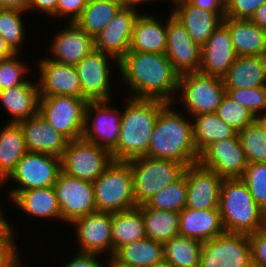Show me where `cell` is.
Instances as JSON below:
<instances>
[{"label":"cell","mask_w":266,"mask_h":267,"mask_svg":"<svg viewBox=\"0 0 266 267\" xmlns=\"http://www.w3.org/2000/svg\"><path fill=\"white\" fill-rule=\"evenodd\" d=\"M187 182L186 176L156 193L145 204L147 207L156 210H168L180 212L186 207Z\"/></svg>","instance_id":"cell-40"},{"label":"cell","mask_w":266,"mask_h":267,"mask_svg":"<svg viewBox=\"0 0 266 267\" xmlns=\"http://www.w3.org/2000/svg\"><path fill=\"white\" fill-rule=\"evenodd\" d=\"M240 179L247 185L256 204L266 212V163H248Z\"/></svg>","instance_id":"cell-42"},{"label":"cell","mask_w":266,"mask_h":267,"mask_svg":"<svg viewBox=\"0 0 266 267\" xmlns=\"http://www.w3.org/2000/svg\"><path fill=\"white\" fill-rule=\"evenodd\" d=\"M88 101L74 96L40 97L39 113L69 141L82 138Z\"/></svg>","instance_id":"cell-11"},{"label":"cell","mask_w":266,"mask_h":267,"mask_svg":"<svg viewBox=\"0 0 266 267\" xmlns=\"http://www.w3.org/2000/svg\"><path fill=\"white\" fill-rule=\"evenodd\" d=\"M0 127V176L6 180L28 152L19 124L6 123Z\"/></svg>","instance_id":"cell-33"},{"label":"cell","mask_w":266,"mask_h":267,"mask_svg":"<svg viewBox=\"0 0 266 267\" xmlns=\"http://www.w3.org/2000/svg\"><path fill=\"white\" fill-rule=\"evenodd\" d=\"M113 100L88 101L82 138L108 150L116 161V145L121 129L122 108Z\"/></svg>","instance_id":"cell-9"},{"label":"cell","mask_w":266,"mask_h":267,"mask_svg":"<svg viewBox=\"0 0 266 267\" xmlns=\"http://www.w3.org/2000/svg\"><path fill=\"white\" fill-rule=\"evenodd\" d=\"M122 7H127V8H135L137 10L142 11V9L139 8H143L144 5L143 3L146 5V7L148 6V3L150 4H154V2H159V1H163V0H119ZM141 6V7H140ZM143 6V7H142Z\"/></svg>","instance_id":"cell-55"},{"label":"cell","mask_w":266,"mask_h":267,"mask_svg":"<svg viewBox=\"0 0 266 267\" xmlns=\"http://www.w3.org/2000/svg\"><path fill=\"white\" fill-rule=\"evenodd\" d=\"M70 227L75 230L76 251L112 258V213L96 211L75 220ZM105 254V255H104Z\"/></svg>","instance_id":"cell-15"},{"label":"cell","mask_w":266,"mask_h":267,"mask_svg":"<svg viewBox=\"0 0 266 267\" xmlns=\"http://www.w3.org/2000/svg\"><path fill=\"white\" fill-rule=\"evenodd\" d=\"M140 12L133 25L129 50L164 54L167 47V18Z\"/></svg>","instance_id":"cell-28"},{"label":"cell","mask_w":266,"mask_h":267,"mask_svg":"<svg viewBox=\"0 0 266 267\" xmlns=\"http://www.w3.org/2000/svg\"><path fill=\"white\" fill-rule=\"evenodd\" d=\"M165 1H168V2H170V4H172L173 2L180 1V0H165Z\"/></svg>","instance_id":"cell-60"},{"label":"cell","mask_w":266,"mask_h":267,"mask_svg":"<svg viewBox=\"0 0 266 267\" xmlns=\"http://www.w3.org/2000/svg\"><path fill=\"white\" fill-rule=\"evenodd\" d=\"M146 237L141 209H133L112 213V256L121 246Z\"/></svg>","instance_id":"cell-34"},{"label":"cell","mask_w":266,"mask_h":267,"mask_svg":"<svg viewBox=\"0 0 266 267\" xmlns=\"http://www.w3.org/2000/svg\"><path fill=\"white\" fill-rule=\"evenodd\" d=\"M172 15L185 27L191 39L202 47L214 30L223 23L225 12H210L186 0L169 4Z\"/></svg>","instance_id":"cell-24"},{"label":"cell","mask_w":266,"mask_h":267,"mask_svg":"<svg viewBox=\"0 0 266 267\" xmlns=\"http://www.w3.org/2000/svg\"><path fill=\"white\" fill-rule=\"evenodd\" d=\"M0 91V105L9 115L8 122L18 124L39 113L40 93L37 80Z\"/></svg>","instance_id":"cell-26"},{"label":"cell","mask_w":266,"mask_h":267,"mask_svg":"<svg viewBox=\"0 0 266 267\" xmlns=\"http://www.w3.org/2000/svg\"><path fill=\"white\" fill-rule=\"evenodd\" d=\"M3 213V210L0 209V243H16L18 242L16 240L17 229L11 224V221L8 222Z\"/></svg>","instance_id":"cell-50"},{"label":"cell","mask_w":266,"mask_h":267,"mask_svg":"<svg viewBox=\"0 0 266 267\" xmlns=\"http://www.w3.org/2000/svg\"><path fill=\"white\" fill-rule=\"evenodd\" d=\"M76 254L65 262L63 267H111L110 260H106L103 262V255L100 254H92V253H82L75 252Z\"/></svg>","instance_id":"cell-48"},{"label":"cell","mask_w":266,"mask_h":267,"mask_svg":"<svg viewBox=\"0 0 266 267\" xmlns=\"http://www.w3.org/2000/svg\"><path fill=\"white\" fill-rule=\"evenodd\" d=\"M226 95L236 103L245 107L257 118L266 110V87L250 89L225 88Z\"/></svg>","instance_id":"cell-44"},{"label":"cell","mask_w":266,"mask_h":267,"mask_svg":"<svg viewBox=\"0 0 266 267\" xmlns=\"http://www.w3.org/2000/svg\"><path fill=\"white\" fill-rule=\"evenodd\" d=\"M133 176V194L137 206L146 204L164 187L184 175L186 166L168 159L137 157L127 161Z\"/></svg>","instance_id":"cell-5"},{"label":"cell","mask_w":266,"mask_h":267,"mask_svg":"<svg viewBox=\"0 0 266 267\" xmlns=\"http://www.w3.org/2000/svg\"><path fill=\"white\" fill-rule=\"evenodd\" d=\"M140 12L135 8L122 7L94 39L95 49L119 61L129 51L133 25Z\"/></svg>","instance_id":"cell-21"},{"label":"cell","mask_w":266,"mask_h":267,"mask_svg":"<svg viewBox=\"0 0 266 267\" xmlns=\"http://www.w3.org/2000/svg\"><path fill=\"white\" fill-rule=\"evenodd\" d=\"M174 103H167L159 112L146 156L180 162L186 167L196 163L199 155L193 140L192 120Z\"/></svg>","instance_id":"cell-2"},{"label":"cell","mask_w":266,"mask_h":267,"mask_svg":"<svg viewBox=\"0 0 266 267\" xmlns=\"http://www.w3.org/2000/svg\"><path fill=\"white\" fill-rule=\"evenodd\" d=\"M193 140L198 155L209 145L222 139L232 138L237 131L226 124L216 113L191 117Z\"/></svg>","instance_id":"cell-32"},{"label":"cell","mask_w":266,"mask_h":267,"mask_svg":"<svg viewBox=\"0 0 266 267\" xmlns=\"http://www.w3.org/2000/svg\"><path fill=\"white\" fill-rule=\"evenodd\" d=\"M199 267H253L249 236L225 232L204 242Z\"/></svg>","instance_id":"cell-13"},{"label":"cell","mask_w":266,"mask_h":267,"mask_svg":"<svg viewBox=\"0 0 266 267\" xmlns=\"http://www.w3.org/2000/svg\"><path fill=\"white\" fill-rule=\"evenodd\" d=\"M44 57V58H43ZM35 61L39 73L40 97L74 96L82 98V87L75 65L50 60L47 55Z\"/></svg>","instance_id":"cell-17"},{"label":"cell","mask_w":266,"mask_h":267,"mask_svg":"<svg viewBox=\"0 0 266 267\" xmlns=\"http://www.w3.org/2000/svg\"><path fill=\"white\" fill-rule=\"evenodd\" d=\"M225 95L222 78L188 72L179 77L178 93L173 103H182L183 112L193 117L215 113Z\"/></svg>","instance_id":"cell-6"},{"label":"cell","mask_w":266,"mask_h":267,"mask_svg":"<svg viewBox=\"0 0 266 267\" xmlns=\"http://www.w3.org/2000/svg\"><path fill=\"white\" fill-rule=\"evenodd\" d=\"M18 249V242L0 243V267H26Z\"/></svg>","instance_id":"cell-49"},{"label":"cell","mask_w":266,"mask_h":267,"mask_svg":"<svg viewBox=\"0 0 266 267\" xmlns=\"http://www.w3.org/2000/svg\"><path fill=\"white\" fill-rule=\"evenodd\" d=\"M164 259V244L145 237L118 248L111 267H150Z\"/></svg>","instance_id":"cell-30"},{"label":"cell","mask_w":266,"mask_h":267,"mask_svg":"<svg viewBox=\"0 0 266 267\" xmlns=\"http://www.w3.org/2000/svg\"><path fill=\"white\" fill-rule=\"evenodd\" d=\"M53 188L62 222L66 225L97 211L93 182L68 176L61 171Z\"/></svg>","instance_id":"cell-14"},{"label":"cell","mask_w":266,"mask_h":267,"mask_svg":"<svg viewBox=\"0 0 266 267\" xmlns=\"http://www.w3.org/2000/svg\"><path fill=\"white\" fill-rule=\"evenodd\" d=\"M61 161L45 153L27 152L5 180L15 184L7 193L54 186L61 172ZM16 186V187H15Z\"/></svg>","instance_id":"cell-12"},{"label":"cell","mask_w":266,"mask_h":267,"mask_svg":"<svg viewBox=\"0 0 266 267\" xmlns=\"http://www.w3.org/2000/svg\"><path fill=\"white\" fill-rule=\"evenodd\" d=\"M249 20L266 30V2L254 12Z\"/></svg>","instance_id":"cell-54"},{"label":"cell","mask_w":266,"mask_h":267,"mask_svg":"<svg viewBox=\"0 0 266 267\" xmlns=\"http://www.w3.org/2000/svg\"><path fill=\"white\" fill-rule=\"evenodd\" d=\"M248 236L253 267H266V226Z\"/></svg>","instance_id":"cell-47"},{"label":"cell","mask_w":266,"mask_h":267,"mask_svg":"<svg viewBox=\"0 0 266 267\" xmlns=\"http://www.w3.org/2000/svg\"><path fill=\"white\" fill-rule=\"evenodd\" d=\"M215 113L237 132L256 120L251 112L227 95L222 98L221 104Z\"/></svg>","instance_id":"cell-43"},{"label":"cell","mask_w":266,"mask_h":267,"mask_svg":"<svg viewBox=\"0 0 266 267\" xmlns=\"http://www.w3.org/2000/svg\"><path fill=\"white\" fill-rule=\"evenodd\" d=\"M30 0H0V8L17 9L28 13Z\"/></svg>","instance_id":"cell-53"},{"label":"cell","mask_w":266,"mask_h":267,"mask_svg":"<svg viewBox=\"0 0 266 267\" xmlns=\"http://www.w3.org/2000/svg\"><path fill=\"white\" fill-rule=\"evenodd\" d=\"M18 124L22 129L27 151L45 153L60 161L63 159L69 140L56 131L40 113Z\"/></svg>","instance_id":"cell-22"},{"label":"cell","mask_w":266,"mask_h":267,"mask_svg":"<svg viewBox=\"0 0 266 267\" xmlns=\"http://www.w3.org/2000/svg\"><path fill=\"white\" fill-rule=\"evenodd\" d=\"M118 74L127 97L173 103L177 96L180 74L165 54L129 50L118 61Z\"/></svg>","instance_id":"cell-1"},{"label":"cell","mask_w":266,"mask_h":267,"mask_svg":"<svg viewBox=\"0 0 266 267\" xmlns=\"http://www.w3.org/2000/svg\"><path fill=\"white\" fill-rule=\"evenodd\" d=\"M230 31L222 23L201 47V64L199 72L204 75L223 78L236 59Z\"/></svg>","instance_id":"cell-23"},{"label":"cell","mask_w":266,"mask_h":267,"mask_svg":"<svg viewBox=\"0 0 266 267\" xmlns=\"http://www.w3.org/2000/svg\"><path fill=\"white\" fill-rule=\"evenodd\" d=\"M138 207L142 212L146 237L165 244L179 235V212L151 209L145 204Z\"/></svg>","instance_id":"cell-35"},{"label":"cell","mask_w":266,"mask_h":267,"mask_svg":"<svg viewBox=\"0 0 266 267\" xmlns=\"http://www.w3.org/2000/svg\"><path fill=\"white\" fill-rule=\"evenodd\" d=\"M222 80L225 88L266 87V56H237Z\"/></svg>","instance_id":"cell-31"},{"label":"cell","mask_w":266,"mask_h":267,"mask_svg":"<svg viewBox=\"0 0 266 267\" xmlns=\"http://www.w3.org/2000/svg\"><path fill=\"white\" fill-rule=\"evenodd\" d=\"M58 0H30L28 12L36 10L45 14L47 17H52L56 13Z\"/></svg>","instance_id":"cell-51"},{"label":"cell","mask_w":266,"mask_h":267,"mask_svg":"<svg viewBox=\"0 0 266 267\" xmlns=\"http://www.w3.org/2000/svg\"><path fill=\"white\" fill-rule=\"evenodd\" d=\"M75 67L82 87V98L87 101L113 100L112 89L114 84L119 82V74L114 71H118V60L115 57L94 49ZM114 75L117 77V83H112Z\"/></svg>","instance_id":"cell-8"},{"label":"cell","mask_w":266,"mask_h":267,"mask_svg":"<svg viewBox=\"0 0 266 267\" xmlns=\"http://www.w3.org/2000/svg\"><path fill=\"white\" fill-rule=\"evenodd\" d=\"M150 267H174V266L165 259H163L161 262L155 263Z\"/></svg>","instance_id":"cell-58"},{"label":"cell","mask_w":266,"mask_h":267,"mask_svg":"<svg viewBox=\"0 0 266 267\" xmlns=\"http://www.w3.org/2000/svg\"><path fill=\"white\" fill-rule=\"evenodd\" d=\"M225 233L219 208L191 209L179 212V234L202 243Z\"/></svg>","instance_id":"cell-27"},{"label":"cell","mask_w":266,"mask_h":267,"mask_svg":"<svg viewBox=\"0 0 266 267\" xmlns=\"http://www.w3.org/2000/svg\"><path fill=\"white\" fill-rule=\"evenodd\" d=\"M52 35V41L47 39L50 60L62 64L76 65L95 49L94 38L80 29L75 23H66L64 28ZM47 41V42H46ZM52 54V55H50Z\"/></svg>","instance_id":"cell-20"},{"label":"cell","mask_w":266,"mask_h":267,"mask_svg":"<svg viewBox=\"0 0 266 267\" xmlns=\"http://www.w3.org/2000/svg\"><path fill=\"white\" fill-rule=\"evenodd\" d=\"M16 54L6 43V41L0 36V60L10 58Z\"/></svg>","instance_id":"cell-56"},{"label":"cell","mask_w":266,"mask_h":267,"mask_svg":"<svg viewBox=\"0 0 266 267\" xmlns=\"http://www.w3.org/2000/svg\"><path fill=\"white\" fill-rule=\"evenodd\" d=\"M112 161L108 150L79 138L68 142L61 160V170L68 176L94 182Z\"/></svg>","instance_id":"cell-10"},{"label":"cell","mask_w":266,"mask_h":267,"mask_svg":"<svg viewBox=\"0 0 266 267\" xmlns=\"http://www.w3.org/2000/svg\"><path fill=\"white\" fill-rule=\"evenodd\" d=\"M26 13L17 9H0V36L15 53L22 54V48L26 49L23 47L29 29L23 19Z\"/></svg>","instance_id":"cell-38"},{"label":"cell","mask_w":266,"mask_h":267,"mask_svg":"<svg viewBox=\"0 0 266 267\" xmlns=\"http://www.w3.org/2000/svg\"><path fill=\"white\" fill-rule=\"evenodd\" d=\"M189 4H192L201 9L210 12H225V5L221 0H186Z\"/></svg>","instance_id":"cell-52"},{"label":"cell","mask_w":266,"mask_h":267,"mask_svg":"<svg viewBox=\"0 0 266 267\" xmlns=\"http://www.w3.org/2000/svg\"><path fill=\"white\" fill-rule=\"evenodd\" d=\"M236 56H266V30L249 19L225 17Z\"/></svg>","instance_id":"cell-29"},{"label":"cell","mask_w":266,"mask_h":267,"mask_svg":"<svg viewBox=\"0 0 266 267\" xmlns=\"http://www.w3.org/2000/svg\"><path fill=\"white\" fill-rule=\"evenodd\" d=\"M202 242L176 235L164 244V259L174 267H199Z\"/></svg>","instance_id":"cell-37"},{"label":"cell","mask_w":266,"mask_h":267,"mask_svg":"<svg viewBox=\"0 0 266 267\" xmlns=\"http://www.w3.org/2000/svg\"><path fill=\"white\" fill-rule=\"evenodd\" d=\"M237 135L248 163H266V132L257 120Z\"/></svg>","instance_id":"cell-39"},{"label":"cell","mask_w":266,"mask_h":267,"mask_svg":"<svg viewBox=\"0 0 266 267\" xmlns=\"http://www.w3.org/2000/svg\"><path fill=\"white\" fill-rule=\"evenodd\" d=\"M121 129L116 145V161L146 156L160 110L167 102L125 97ZM127 100V101H126Z\"/></svg>","instance_id":"cell-3"},{"label":"cell","mask_w":266,"mask_h":267,"mask_svg":"<svg viewBox=\"0 0 266 267\" xmlns=\"http://www.w3.org/2000/svg\"><path fill=\"white\" fill-rule=\"evenodd\" d=\"M121 8L119 0L88 1L74 23L95 39Z\"/></svg>","instance_id":"cell-36"},{"label":"cell","mask_w":266,"mask_h":267,"mask_svg":"<svg viewBox=\"0 0 266 267\" xmlns=\"http://www.w3.org/2000/svg\"><path fill=\"white\" fill-rule=\"evenodd\" d=\"M266 0H229L225 5V17L250 19Z\"/></svg>","instance_id":"cell-45"},{"label":"cell","mask_w":266,"mask_h":267,"mask_svg":"<svg viewBox=\"0 0 266 267\" xmlns=\"http://www.w3.org/2000/svg\"><path fill=\"white\" fill-rule=\"evenodd\" d=\"M22 57L21 53H16L10 58L0 60V91L11 87L25 84L30 79V67ZM30 75V76H28Z\"/></svg>","instance_id":"cell-41"},{"label":"cell","mask_w":266,"mask_h":267,"mask_svg":"<svg viewBox=\"0 0 266 267\" xmlns=\"http://www.w3.org/2000/svg\"><path fill=\"white\" fill-rule=\"evenodd\" d=\"M256 120L260 123V125L264 128L265 132H266V110L264 112H262L257 118Z\"/></svg>","instance_id":"cell-57"},{"label":"cell","mask_w":266,"mask_h":267,"mask_svg":"<svg viewBox=\"0 0 266 267\" xmlns=\"http://www.w3.org/2000/svg\"><path fill=\"white\" fill-rule=\"evenodd\" d=\"M164 54L180 75L199 72L201 47L191 39L185 27L171 12L167 17V47Z\"/></svg>","instance_id":"cell-19"},{"label":"cell","mask_w":266,"mask_h":267,"mask_svg":"<svg viewBox=\"0 0 266 267\" xmlns=\"http://www.w3.org/2000/svg\"><path fill=\"white\" fill-rule=\"evenodd\" d=\"M9 202L21 210L24 214L37 220H59L62 223V217L55 190L52 187L37 188L20 193H5ZM50 219V220H48Z\"/></svg>","instance_id":"cell-25"},{"label":"cell","mask_w":266,"mask_h":267,"mask_svg":"<svg viewBox=\"0 0 266 267\" xmlns=\"http://www.w3.org/2000/svg\"><path fill=\"white\" fill-rule=\"evenodd\" d=\"M88 0H58L56 13L51 19H61L64 23H74L82 14ZM67 19V20H66Z\"/></svg>","instance_id":"cell-46"},{"label":"cell","mask_w":266,"mask_h":267,"mask_svg":"<svg viewBox=\"0 0 266 267\" xmlns=\"http://www.w3.org/2000/svg\"><path fill=\"white\" fill-rule=\"evenodd\" d=\"M5 180L0 176V188L2 189L4 186H6L5 184ZM3 185V186H2ZM1 203V202H0ZM2 205H0V209H2L3 208V206L1 207Z\"/></svg>","instance_id":"cell-59"},{"label":"cell","mask_w":266,"mask_h":267,"mask_svg":"<svg viewBox=\"0 0 266 267\" xmlns=\"http://www.w3.org/2000/svg\"><path fill=\"white\" fill-rule=\"evenodd\" d=\"M198 162L223 179L241 178L248 165L237 134L209 145L199 155Z\"/></svg>","instance_id":"cell-16"},{"label":"cell","mask_w":266,"mask_h":267,"mask_svg":"<svg viewBox=\"0 0 266 267\" xmlns=\"http://www.w3.org/2000/svg\"><path fill=\"white\" fill-rule=\"evenodd\" d=\"M187 182L186 207L205 210L219 207L223 178L199 162L185 168Z\"/></svg>","instance_id":"cell-18"},{"label":"cell","mask_w":266,"mask_h":267,"mask_svg":"<svg viewBox=\"0 0 266 267\" xmlns=\"http://www.w3.org/2000/svg\"><path fill=\"white\" fill-rule=\"evenodd\" d=\"M221 1L223 2L224 5H226L229 0H221Z\"/></svg>","instance_id":"cell-61"},{"label":"cell","mask_w":266,"mask_h":267,"mask_svg":"<svg viewBox=\"0 0 266 267\" xmlns=\"http://www.w3.org/2000/svg\"><path fill=\"white\" fill-rule=\"evenodd\" d=\"M97 211L120 212L137 207L133 194L131 167L125 161H112L93 182Z\"/></svg>","instance_id":"cell-7"},{"label":"cell","mask_w":266,"mask_h":267,"mask_svg":"<svg viewBox=\"0 0 266 267\" xmlns=\"http://www.w3.org/2000/svg\"><path fill=\"white\" fill-rule=\"evenodd\" d=\"M218 208L226 233L249 235L266 226V212L240 178L223 179Z\"/></svg>","instance_id":"cell-4"}]
</instances>
